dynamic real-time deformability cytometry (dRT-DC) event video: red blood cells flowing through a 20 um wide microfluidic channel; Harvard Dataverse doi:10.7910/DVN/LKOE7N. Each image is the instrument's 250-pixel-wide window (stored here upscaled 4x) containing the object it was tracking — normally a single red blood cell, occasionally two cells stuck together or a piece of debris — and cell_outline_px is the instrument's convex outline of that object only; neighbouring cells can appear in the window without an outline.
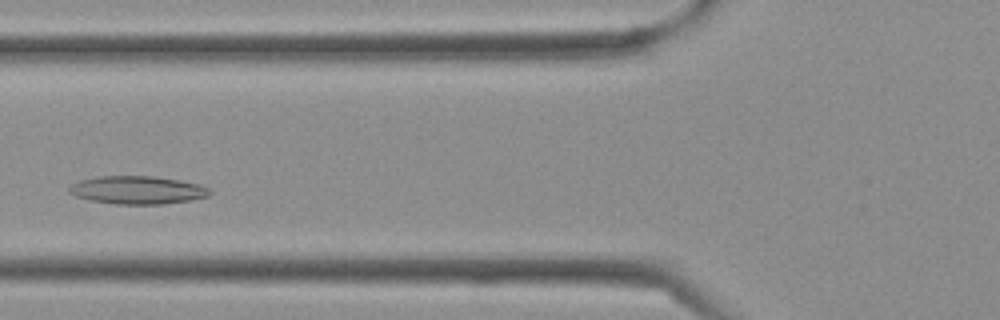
{"species": "Egyptian fruit bat (a non-hibernating species)", "species_latin": "Rousettus aegyptiacus", "temperature_condition": "cold", "stored_images_in_passage": 29, "camera_frame_rate_fps": 3000, "um_per_image_px": 0.085, "frame": {"image": 1, "passage_image": 5, "time_ms": 1.333, "image_size_px": [1000, 320], "cell_outline_px": [[212, 192], [208, 196], [192, 200], [160, 204], [116, 204], [92, 200], [76, 196], [68, 192], [68, 188], [72, 184], [80, 180], [96, 176], [152, 176], [180, 180], [200, 184], [212, 188]], "centroid_in_image_um": [11.72, 16.14], "position_along_channel_um": 114.1, "area_um2": 23.06}}
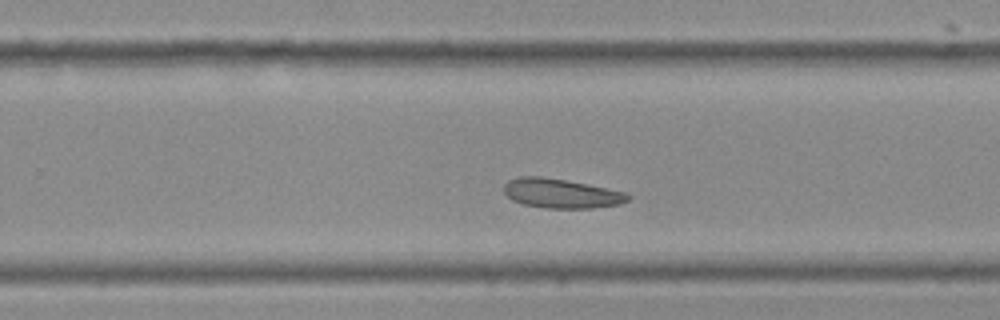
{"frame": {"image": 2, "passage_image": 15, "time_ms": 4.667, "image_size_px": [1000, 320], "cell_outline_px": [[632, 196], [628, 200], [620, 204], [592, 208], [544, 208], [524, 204], [512, 200], [504, 192], [504, 184], [508, 180], [520, 176], [540, 176], [564, 180], [628, 192]], "centroid_in_image_um": [47.71, 16.44], "position_along_channel_um": 282.1, "area_um2": 21.21}}
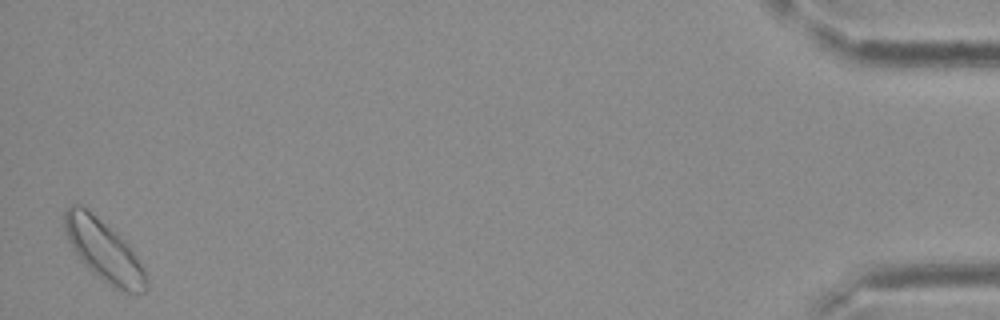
{"frame": {"image": 3, "passage_image": 29, "time_ms": 9.333, "image_size_px": [1000, 320], "cell_outline_px": [[148, 292], [124, 292], [116, 288], [92, 272], [80, 260], [72, 248], [68, 240], [64, 228], [64, 212], [72, 204], [80, 204], [124, 240], [140, 264], [148, 280]], "centroid_in_image_um": [8.8, 21.32], "position_along_channel_um": 426.4, "area_um2": 28.26}}